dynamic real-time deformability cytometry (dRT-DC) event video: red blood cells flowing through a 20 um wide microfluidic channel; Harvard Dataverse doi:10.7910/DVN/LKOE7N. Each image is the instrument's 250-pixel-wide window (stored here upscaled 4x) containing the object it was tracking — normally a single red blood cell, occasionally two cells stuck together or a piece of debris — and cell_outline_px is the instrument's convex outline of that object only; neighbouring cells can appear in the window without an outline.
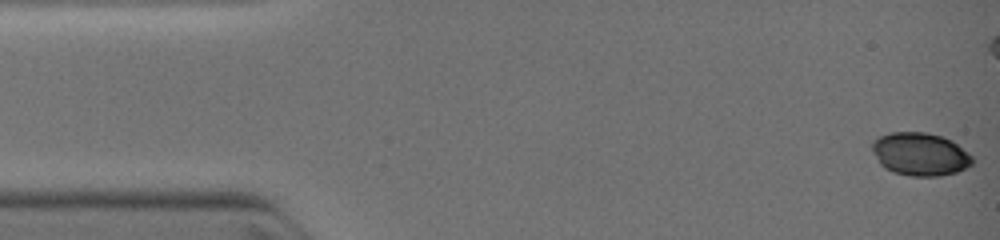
{"species": "common noctule bat (a hibernating species)", "species_latin": "Nyctalus noctula", "temperature_condition": "warm", "stored_images_in_passage": 27, "camera_frame_rate_fps": 3000, "um_per_image_px": 0.085, "animal": {"sex": "female", "body_mass_g": 19.0, "forearm_length_mm": 51.5}, "frame": {"image": 1, "passage_image": 1, "time_ms": 0.0, "image_size_px": [1000, 240], "cell_outline_px": [[976, 160], [972, 164], [956, 172], [940, 176], [912, 176], [892, 172], [884, 168], [880, 164], [872, 148], [872, 140], [880, 136], [892, 132], [924, 132], [940, 136], [952, 140], [968, 152]], "centroid_in_image_um": [78.22, 13.1], "position_along_channel_um": 6.8, "area_um2": 25.14}}
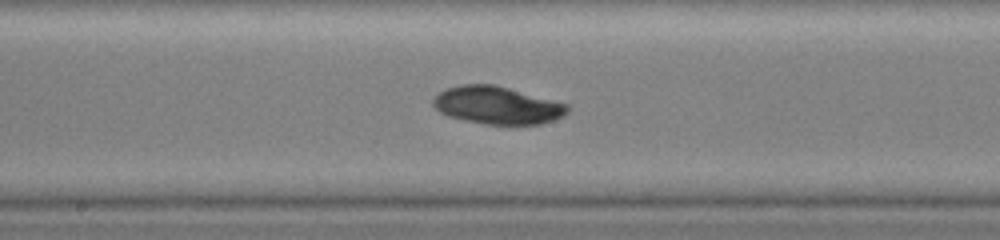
{"frame": {"image": 2, "passage_image": 16, "time_ms": 6.333, "image_size_px": [1000, 240], "cell_outline_px": [[568, 112], [564, 116], [540, 124], [484, 124], [448, 116], [440, 112], [432, 104], [432, 100], [440, 92], [448, 88], [464, 84], [492, 84], [508, 88], [568, 104]], "centroid_in_image_um": [42.26, 8.95], "position_along_channel_um": 205.9, "area_um2": 29.07}}
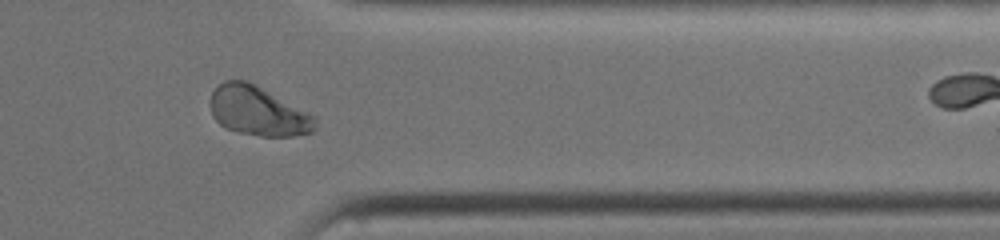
{"frame": {"image": 3, "passage_image": 25, "time_ms": 10.0, "image_size_px": [1000, 240], "cell_outline_px": [[316, 128], [312, 132], [292, 136], [260, 136], [236, 132], [224, 128], [212, 116], [212, 92], [224, 80], [244, 80], [256, 84], [316, 116]], "centroid_in_image_um": [21.96, 9.45], "position_along_channel_um": 389.4, "area_um2": 30.17}}